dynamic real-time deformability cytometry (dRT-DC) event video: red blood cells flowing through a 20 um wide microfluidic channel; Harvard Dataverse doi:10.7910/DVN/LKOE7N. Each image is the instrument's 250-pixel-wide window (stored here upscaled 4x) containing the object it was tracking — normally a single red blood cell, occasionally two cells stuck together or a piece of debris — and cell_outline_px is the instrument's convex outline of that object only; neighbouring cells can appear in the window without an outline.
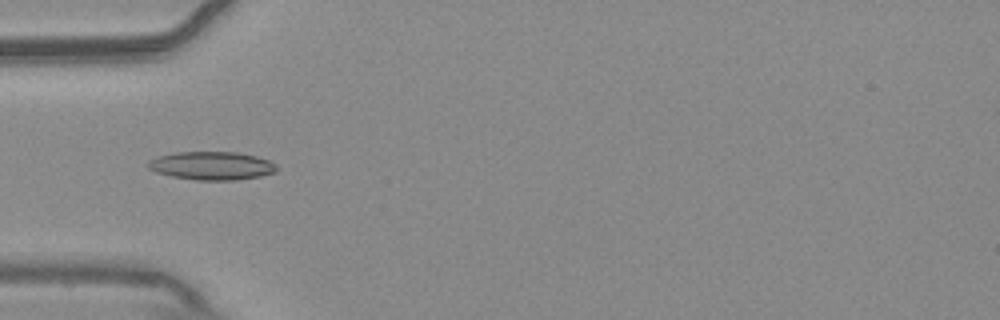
{"species": "common noctule bat (a hibernating species)", "species_latin": "Nyctalus noctula", "temperature_condition": "warm", "stored_images_in_passage": 55, "camera_frame_rate_fps": 3000, "um_per_image_px": 0.085, "animal": {"sex": "male", "body_mass_g": 20.4}, "frame": {"image": 1, "passage_image": 18, "time_ms": 5.667, "image_size_px": [1000, 320], "cell_outline_px": [[276, 172], [260, 176], [236, 180], [196, 180], [172, 176], [156, 172], [148, 168], [144, 164], [148, 160], [160, 156], [176, 152], [236, 152], [256, 156], [268, 160], [276, 164]], "centroid_in_image_um": [17.97, 14.09], "position_along_channel_um": 67.0, "area_um2": 21.21}}
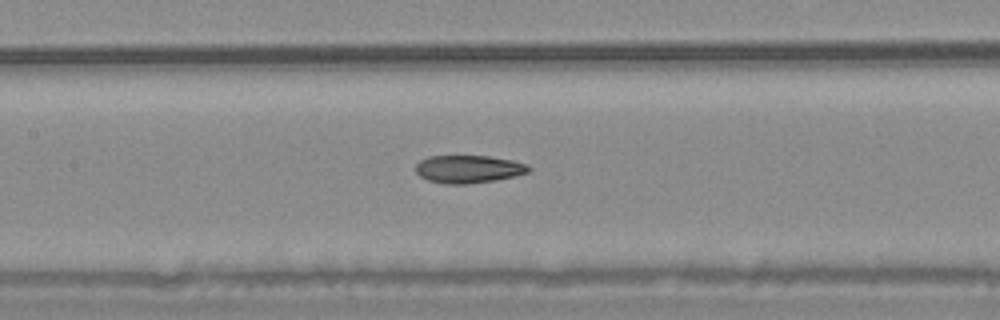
{"frame": {"image": 2, "passage_image": 26, "time_ms": 8.333, "image_size_px": [1000, 320], "cell_outline_px": [[532, 168], [528, 172], [496, 180], [468, 184], [444, 184], [428, 180], [420, 176], [416, 172], [416, 164], [420, 160], [428, 156], [488, 156], [512, 160], [528, 164]], "centroid_in_image_um": [39.81, 14.37], "position_along_channel_um": 167.6, "area_um2": 18.32}}
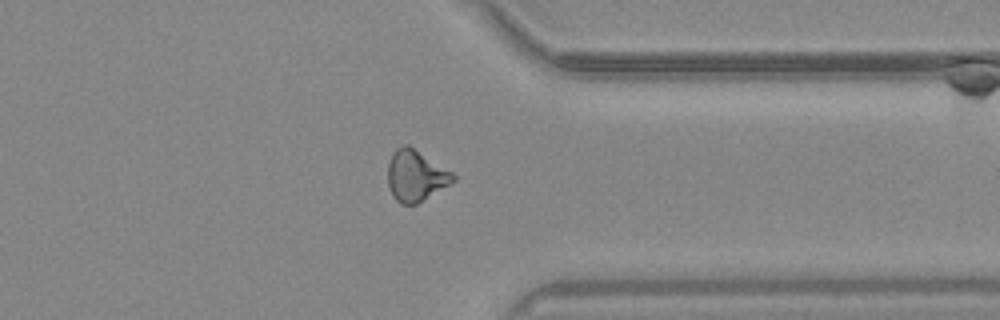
{"frame": {"image": 3, "passage_image": 43, "time_ms": 14.0, "image_size_px": [1000, 320], "cell_outline_px": [[456, 180], [416, 204], [400, 204], [392, 196], [388, 184], [388, 164], [392, 152], [396, 148], [404, 144], [408, 144], [452, 172], [456, 176]], "centroid_in_image_um": [35.31, 14.92], "position_along_channel_um": 376.1, "area_um2": 19.36}, "authors_computed_cell_mechanics": {"area_um2": 19.1318, "velocity_mm_per_s": 3.7507, "shape_relaxation_time_tau1_ms": 9.4333, "shape_relaxation_time_tau2_ms": 2.5002, "deformation_change_tau1": 0.2236, "deformation_change_tau2": 0.1072}}